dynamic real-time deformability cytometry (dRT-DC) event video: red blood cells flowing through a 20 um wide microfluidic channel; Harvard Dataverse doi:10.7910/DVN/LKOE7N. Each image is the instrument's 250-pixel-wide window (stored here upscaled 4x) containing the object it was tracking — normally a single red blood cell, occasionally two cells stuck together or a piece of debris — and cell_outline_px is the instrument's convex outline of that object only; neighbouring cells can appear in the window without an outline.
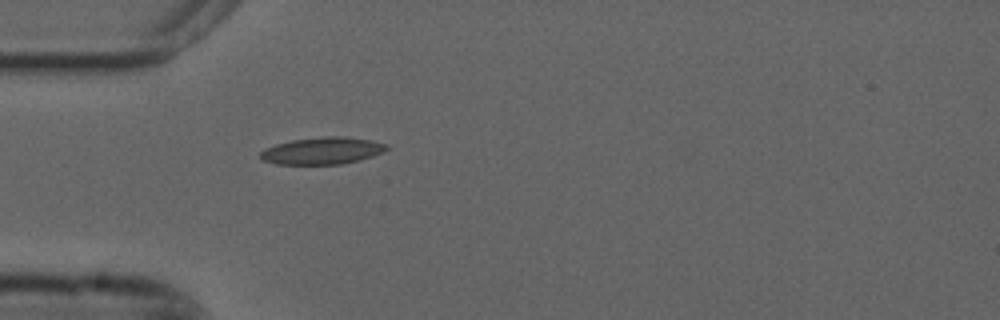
{"species": "common noctule bat (a hibernating species)", "species_latin": "Nyctalus noctula", "temperature_condition": "cold", "stored_images_in_passage": 39, "camera_frame_rate_fps": 3000, "um_per_image_px": 0.085, "animal": {"sex": "male", "forearm_length_mm": 52.5}, "frame": {"image": 1, "passage_image": 1, "time_ms": 0.0, "image_size_px": [1000, 320], "cell_outline_px": [[392, 148], [384, 152], [360, 160], [340, 164], [276, 164], [260, 160], [260, 152], [264, 148], [276, 144], [292, 140], [324, 136], [344, 136], [372, 140], [388, 144]], "centroid_in_image_um": [27.43, 12.81], "position_along_channel_um": 57.6, "area_um2": 20.17}}
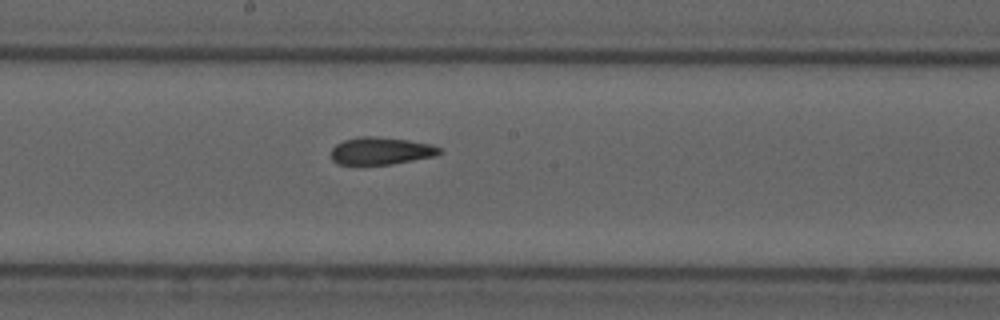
{"frame": {"image": 2, "passage_image": 14, "time_ms": 4.333, "image_size_px": [1000, 320], "cell_outline_px": [[440, 152], [432, 156], [392, 164], [336, 164], [332, 160], [332, 148], [336, 144], [344, 140], [360, 136], [372, 136], [408, 140], [428, 144], [440, 148]], "centroid_in_image_um": [32.31, 12.82], "position_along_channel_um": 215.9, "area_um2": 16.94}}
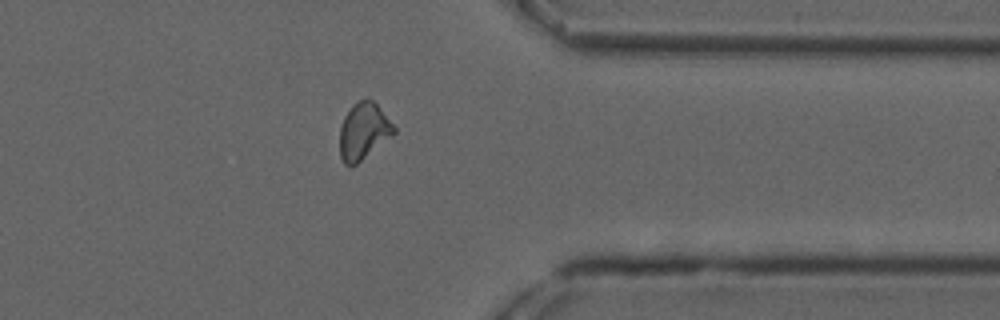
{"frame": {"image": 3, "passage_image": 28, "time_ms": 9.0, "image_size_px": [1000, 320], "cell_outline_px": [[396, 132], [392, 136], [356, 164], [344, 164], [340, 156], [340, 128], [344, 116], [352, 104], [360, 100], [372, 100], [376, 104], [396, 128]], "centroid_in_image_um": [30.89, 11.15], "position_along_channel_um": 380.5, "area_um2": 17.57}, "authors_computed_cell_mechanics": {"area_um2": 17.8602, "velocity_mm_per_s": 3.7376, "shape_relaxation_time_tau1_ms": null, "shape_relaxation_time_tau2_ms": 2.7108, "deformation_change_tau1": null, "deformation_change_tau2": 0.0998}}